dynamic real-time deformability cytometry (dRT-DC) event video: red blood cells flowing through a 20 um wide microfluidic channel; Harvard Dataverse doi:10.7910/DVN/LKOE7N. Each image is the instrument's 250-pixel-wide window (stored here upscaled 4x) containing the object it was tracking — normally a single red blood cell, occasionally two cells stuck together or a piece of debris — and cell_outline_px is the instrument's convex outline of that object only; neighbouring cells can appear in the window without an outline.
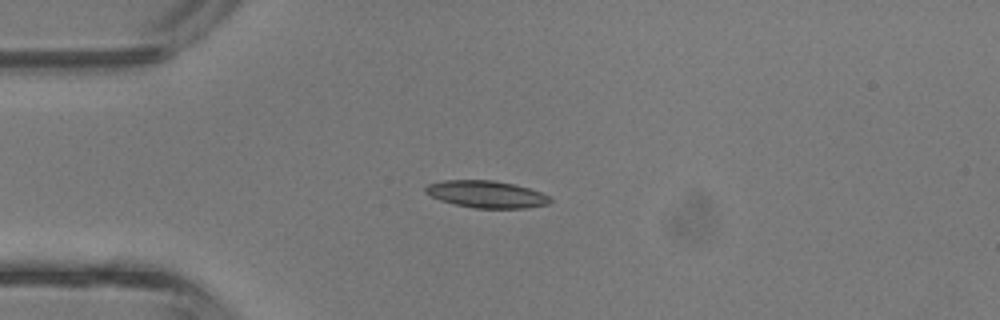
{"species": "common noctule bat (a hibernating species)", "species_latin": "Nyctalus noctula", "temperature_condition": "room temperature", "stored_images_in_passage": 32, "camera_frame_rate_fps": 3000, "um_per_image_px": 0.085, "animal": {"sex": "male", "body_mass_g": 13.3}, "frame": {"image": 1, "passage_image": 1, "time_ms": 0.0, "image_size_px": [1000, 320], "cell_outline_px": [[552, 200], [548, 204], [524, 208], [476, 208], [456, 204], [440, 200], [432, 196], [424, 188], [428, 184], [444, 180], [492, 180], [512, 184], [528, 188], [540, 192], [548, 196]], "centroid_in_image_um": [41.35, 16.51], "position_along_channel_um": 43.6, "area_um2": 19.31}}
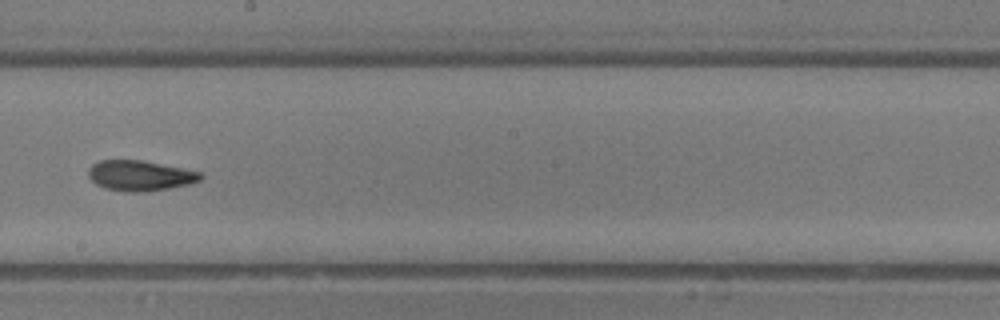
{"frame": {"image": 2, "passage_image": 14, "time_ms": 4.333, "image_size_px": [1000, 320], "cell_outline_px": [[204, 176], [200, 180], [188, 184], [148, 192], [124, 192], [104, 188], [96, 184], [88, 176], [88, 168], [92, 164], [100, 160], [144, 160], [200, 172]], "centroid_in_image_um": [11.87, 14.93], "position_along_channel_um": 236.3, "area_um2": 19.94}}
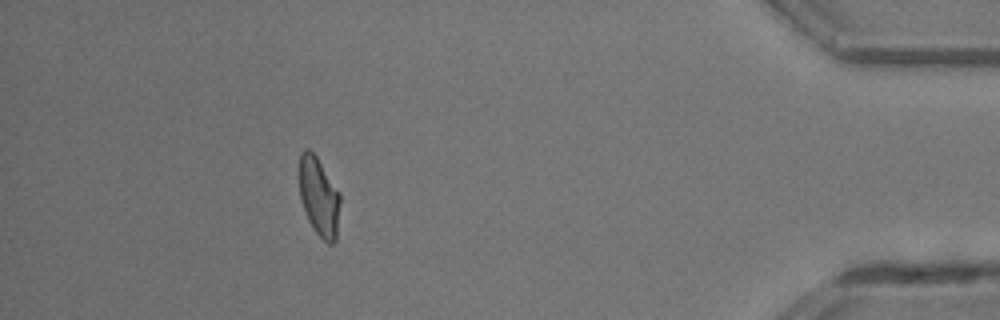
{"frame": {"image": 3, "passage_image": 28, "time_ms": 9.0, "image_size_px": [1000, 320], "cell_outline_px": [[340, 200], [336, 240], [332, 244], [328, 244], [312, 228], [308, 220], [300, 196], [300, 152], [304, 148], [308, 148], [316, 156], [340, 192]], "centroid_in_image_um": [27.12, 16.72], "position_along_channel_um": 408.1, "area_um2": 18.61}, "authors_computed_cell_mechanics": {"area_um2": 19.3341, "velocity_mm_per_s": 4.9082, "shape_relaxation_time_tau1_ms": null, "shape_relaxation_time_tau2_ms": 2.6682, "deformation_change_tau1": null, "deformation_change_tau2": 0.1059}}